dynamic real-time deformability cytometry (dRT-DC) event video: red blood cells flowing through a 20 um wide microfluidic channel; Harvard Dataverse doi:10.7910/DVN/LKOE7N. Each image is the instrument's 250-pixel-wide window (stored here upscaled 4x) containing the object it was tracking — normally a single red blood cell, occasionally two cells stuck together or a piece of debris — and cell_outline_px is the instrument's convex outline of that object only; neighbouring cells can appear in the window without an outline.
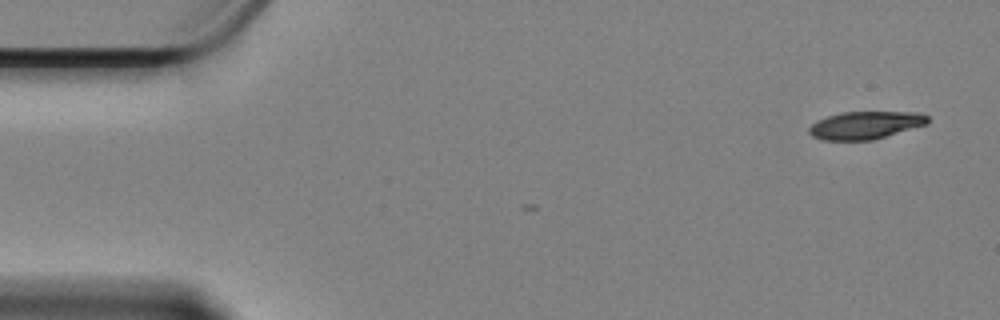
{"species": "Egyptian fruit bat (a non-hibernating species)", "species_latin": "Rousettus aegyptiacus", "temperature_condition": "cold", "stored_images_in_passage": 5, "camera_frame_rate_fps": 3000, "um_per_image_px": 0.085, "animal": {"sex": "female"}, "frame": {"image": 1, "passage_image": 1, "time_ms": 0.0, "image_size_px": [1000, 320], "cell_outline_px": [[928, 124], [872, 140], [824, 140], [812, 136], [808, 132], [808, 128], [816, 120], [828, 116], [844, 112], [920, 112], [928, 116]], "centroid_in_image_um": [73.56, 10.64], "position_along_channel_um": 11.4, "area_um2": 19.13}}